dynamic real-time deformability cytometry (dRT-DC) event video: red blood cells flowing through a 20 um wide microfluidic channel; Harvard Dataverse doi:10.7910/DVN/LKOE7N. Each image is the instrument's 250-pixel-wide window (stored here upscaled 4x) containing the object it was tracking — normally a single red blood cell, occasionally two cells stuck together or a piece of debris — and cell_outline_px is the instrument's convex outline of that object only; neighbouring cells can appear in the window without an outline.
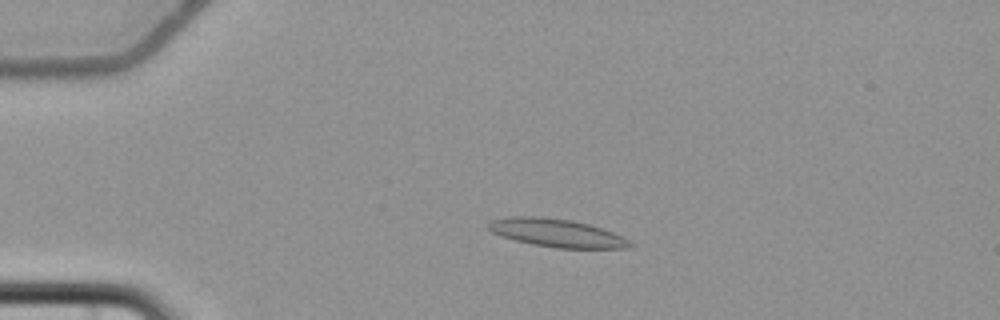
{"species": "common noctule bat (a hibernating species)", "species_latin": "Nyctalus noctula", "temperature_condition": "cold", "stored_images_in_passage": 3, "camera_frame_rate_fps": 3000, "um_per_image_px": 0.085, "animal": {"sex": "female", "body_mass_g": 22.7, "forearm_length_mm": 54.2}, "frame": {"image": 1, "passage_image": 2, "time_ms": 1.0, "image_size_px": [1000, 320], "cell_outline_px": [[636, 244], [628, 248], [556, 248], [532, 244], [500, 236], [492, 232], [488, 228], [488, 224], [492, 220], [508, 216], [540, 216], [572, 220], [588, 224], [612, 232]], "centroid_in_image_um": [47.3, 19.8], "position_along_channel_um": 37.7, "area_um2": 23.12}}